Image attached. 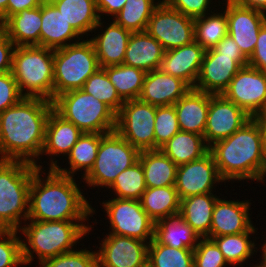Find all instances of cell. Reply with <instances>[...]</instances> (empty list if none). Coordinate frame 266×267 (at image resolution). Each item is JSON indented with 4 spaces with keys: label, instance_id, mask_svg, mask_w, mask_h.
Segmentation results:
<instances>
[{
    "label": "cell",
    "instance_id": "2e32d148",
    "mask_svg": "<svg viewBox=\"0 0 266 267\" xmlns=\"http://www.w3.org/2000/svg\"><path fill=\"white\" fill-rule=\"evenodd\" d=\"M218 1V6L226 12L228 35L248 59L255 49L260 29L266 22V14L238 5L231 0H222L223 3ZM220 4H225V8Z\"/></svg>",
    "mask_w": 266,
    "mask_h": 267
},
{
    "label": "cell",
    "instance_id": "b9f144b4",
    "mask_svg": "<svg viewBox=\"0 0 266 267\" xmlns=\"http://www.w3.org/2000/svg\"><path fill=\"white\" fill-rule=\"evenodd\" d=\"M179 131L174 105L157 106L154 122L155 149H160Z\"/></svg>",
    "mask_w": 266,
    "mask_h": 267
},
{
    "label": "cell",
    "instance_id": "7a4b0ae2",
    "mask_svg": "<svg viewBox=\"0 0 266 267\" xmlns=\"http://www.w3.org/2000/svg\"><path fill=\"white\" fill-rule=\"evenodd\" d=\"M79 185L75 177L60 174L54 169L37 168L30 184L27 220L88 223L89 217L92 218L96 211Z\"/></svg>",
    "mask_w": 266,
    "mask_h": 267
},
{
    "label": "cell",
    "instance_id": "6da1fadb",
    "mask_svg": "<svg viewBox=\"0 0 266 267\" xmlns=\"http://www.w3.org/2000/svg\"><path fill=\"white\" fill-rule=\"evenodd\" d=\"M53 109L49 100L23 97L1 112L0 160H21L45 169L38 163L42 160L46 124Z\"/></svg>",
    "mask_w": 266,
    "mask_h": 267
},
{
    "label": "cell",
    "instance_id": "bcb514c9",
    "mask_svg": "<svg viewBox=\"0 0 266 267\" xmlns=\"http://www.w3.org/2000/svg\"><path fill=\"white\" fill-rule=\"evenodd\" d=\"M171 8L186 16L197 18L212 12L217 7L213 0H164ZM213 1V2H212ZM216 3V0H215ZM210 5H213L210 7ZM215 6V7H214ZM213 7V9H212ZM211 9V11H210Z\"/></svg>",
    "mask_w": 266,
    "mask_h": 267
},
{
    "label": "cell",
    "instance_id": "e0dca14e",
    "mask_svg": "<svg viewBox=\"0 0 266 267\" xmlns=\"http://www.w3.org/2000/svg\"><path fill=\"white\" fill-rule=\"evenodd\" d=\"M250 117L235 103L227 100L222 94H210L207 123L204 139L210 147L215 142L226 139L242 128Z\"/></svg>",
    "mask_w": 266,
    "mask_h": 267
},
{
    "label": "cell",
    "instance_id": "7402d4cb",
    "mask_svg": "<svg viewBox=\"0 0 266 267\" xmlns=\"http://www.w3.org/2000/svg\"><path fill=\"white\" fill-rule=\"evenodd\" d=\"M205 49L196 41L165 51L160 70L178 77L194 88L199 76Z\"/></svg>",
    "mask_w": 266,
    "mask_h": 267
},
{
    "label": "cell",
    "instance_id": "c3c4849f",
    "mask_svg": "<svg viewBox=\"0 0 266 267\" xmlns=\"http://www.w3.org/2000/svg\"><path fill=\"white\" fill-rule=\"evenodd\" d=\"M248 66L266 72V22L261 27L255 49L248 58Z\"/></svg>",
    "mask_w": 266,
    "mask_h": 267
},
{
    "label": "cell",
    "instance_id": "5bb4252c",
    "mask_svg": "<svg viewBox=\"0 0 266 267\" xmlns=\"http://www.w3.org/2000/svg\"><path fill=\"white\" fill-rule=\"evenodd\" d=\"M225 181L220 177L214 157L209 151L203 157L178 166L175 188L179 198L216 192L217 184ZM214 188V189H213ZM215 190V191H213Z\"/></svg>",
    "mask_w": 266,
    "mask_h": 267
},
{
    "label": "cell",
    "instance_id": "7bdbcfd3",
    "mask_svg": "<svg viewBox=\"0 0 266 267\" xmlns=\"http://www.w3.org/2000/svg\"><path fill=\"white\" fill-rule=\"evenodd\" d=\"M22 237L18 230L0 229V267H24Z\"/></svg>",
    "mask_w": 266,
    "mask_h": 267
},
{
    "label": "cell",
    "instance_id": "52a82bcc",
    "mask_svg": "<svg viewBox=\"0 0 266 267\" xmlns=\"http://www.w3.org/2000/svg\"><path fill=\"white\" fill-rule=\"evenodd\" d=\"M53 107L83 133L107 134L116 130V114L105 103L81 89L60 94L54 99Z\"/></svg>",
    "mask_w": 266,
    "mask_h": 267
},
{
    "label": "cell",
    "instance_id": "60d3db41",
    "mask_svg": "<svg viewBox=\"0 0 266 267\" xmlns=\"http://www.w3.org/2000/svg\"><path fill=\"white\" fill-rule=\"evenodd\" d=\"M81 90L105 103L116 115L125 102L119 96L115 86L110 82L103 68H99L93 73L85 81Z\"/></svg>",
    "mask_w": 266,
    "mask_h": 267
},
{
    "label": "cell",
    "instance_id": "f35d334b",
    "mask_svg": "<svg viewBox=\"0 0 266 267\" xmlns=\"http://www.w3.org/2000/svg\"><path fill=\"white\" fill-rule=\"evenodd\" d=\"M194 250L173 248L154 238L148 245L147 267H194Z\"/></svg>",
    "mask_w": 266,
    "mask_h": 267
},
{
    "label": "cell",
    "instance_id": "4316f807",
    "mask_svg": "<svg viewBox=\"0 0 266 267\" xmlns=\"http://www.w3.org/2000/svg\"><path fill=\"white\" fill-rule=\"evenodd\" d=\"M41 6L10 16L1 27L8 38L18 46H40Z\"/></svg>",
    "mask_w": 266,
    "mask_h": 267
},
{
    "label": "cell",
    "instance_id": "d6986e66",
    "mask_svg": "<svg viewBox=\"0 0 266 267\" xmlns=\"http://www.w3.org/2000/svg\"><path fill=\"white\" fill-rule=\"evenodd\" d=\"M217 199L212 213L210 237L240 234L249 231L254 225L250 217L252 203L249 200Z\"/></svg>",
    "mask_w": 266,
    "mask_h": 267
},
{
    "label": "cell",
    "instance_id": "f546056e",
    "mask_svg": "<svg viewBox=\"0 0 266 267\" xmlns=\"http://www.w3.org/2000/svg\"><path fill=\"white\" fill-rule=\"evenodd\" d=\"M49 1L82 38H88L100 20L96 0Z\"/></svg>",
    "mask_w": 266,
    "mask_h": 267
},
{
    "label": "cell",
    "instance_id": "603a6c76",
    "mask_svg": "<svg viewBox=\"0 0 266 267\" xmlns=\"http://www.w3.org/2000/svg\"><path fill=\"white\" fill-rule=\"evenodd\" d=\"M191 87L182 79L160 69L147 72L139 100L155 106L174 105Z\"/></svg>",
    "mask_w": 266,
    "mask_h": 267
},
{
    "label": "cell",
    "instance_id": "f907efd6",
    "mask_svg": "<svg viewBox=\"0 0 266 267\" xmlns=\"http://www.w3.org/2000/svg\"><path fill=\"white\" fill-rule=\"evenodd\" d=\"M15 47L14 43L0 29V74L10 72L12 70Z\"/></svg>",
    "mask_w": 266,
    "mask_h": 267
},
{
    "label": "cell",
    "instance_id": "d6a6232c",
    "mask_svg": "<svg viewBox=\"0 0 266 267\" xmlns=\"http://www.w3.org/2000/svg\"><path fill=\"white\" fill-rule=\"evenodd\" d=\"M160 150L180 166L203 157L210 147L202 135L179 131Z\"/></svg>",
    "mask_w": 266,
    "mask_h": 267
},
{
    "label": "cell",
    "instance_id": "ffe728a7",
    "mask_svg": "<svg viewBox=\"0 0 266 267\" xmlns=\"http://www.w3.org/2000/svg\"><path fill=\"white\" fill-rule=\"evenodd\" d=\"M103 21V19H100L93 30L94 33L96 30L101 32L99 31L97 35L89 38L94 46L100 68L123 64L132 31L116 24L113 19L110 24L107 23V26L106 22L104 26Z\"/></svg>",
    "mask_w": 266,
    "mask_h": 267
},
{
    "label": "cell",
    "instance_id": "9c48e42d",
    "mask_svg": "<svg viewBox=\"0 0 266 267\" xmlns=\"http://www.w3.org/2000/svg\"><path fill=\"white\" fill-rule=\"evenodd\" d=\"M139 155L140 151L116 130L107 133L101 138L93 167L82 177V181L89 189L105 187L108 190L122 171L139 160Z\"/></svg>",
    "mask_w": 266,
    "mask_h": 267
},
{
    "label": "cell",
    "instance_id": "e575fe53",
    "mask_svg": "<svg viewBox=\"0 0 266 267\" xmlns=\"http://www.w3.org/2000/svg\"><path fill=\"white\" fill-rule=\"evenodd\" d=\"M255 227L253 226L249 231L240 234L209 237V239H212L219 247L229 266L237 267L236 265H238L243 267V264L248 263L254 253L259 250L255 245L256 241H254L257 239L254 234L257 235L256 232L258 230ZM251 236H253L254 240L251 239Z\"/></svg>",
    "mask_w": 266,
    "mask_h": 267
},
{
    "label": "cell",
    "instance_id": "cb8c5ba5",
    "mask_svg": "<svg viewBox=\"0 0 266 267\" xmlns=\"http://www.w3.org/2000/svg\"><path fill=\"white\" fill-rule=\"evenodd\" d=\"M41 19L40 46L55 50L83 39L49 0L41 4Z\"/></svg>",
    "mask_w": 266,
    "mask_h": 267
},
{
    "label": "cell",
    "instance_id": "5b68a950",
    "mask_svg": "<svg viewBox=\"0 0 266 267\" xmlns=\"http://www.w3.org/2000/svg\"><path fill=\"white\" fill-rule=\"evenodd\" d=\"M36 169L25 161L0 160V229L19 230L28 219L30 184Z\"/></svg>",
    "mask_w": 266,
    "mask_h": 267
},
{
    "label": "cell",
    "instance_id": "11a10c76",
    "mask_svg": "<svg viewBox=\"0 0 266 267\" xmlns=\"http://www.w3.org/2000/svg\"><path fill=\"white\" fill-rule=\"evenodd\" d=\"M262 130H263V162H262V183L265 182L266 177V116L262 117Z\"/></svg>",
    "mask_w": 266,
    "mask_h": 267
},
{
    "label": "cell",
    "instance_id": "836d02e7",
    "mask_svg": "<svg viewBox=\"0 0 266 267\" xmlns=\"http://www.w3.org/2000/svg\"><path fill=\"white\" fill-rule=\"evenodd\" d=\"M140 201L142 208L154 222L180 213L181 199L175 185L147 187Z\"/></svg>",
    "mask_w": 266,
    "mask_h": 267
},
{
    "label": "cell",
    "instance_id": "83f0119b",
    "mask_svg": "<svg viewBox=\"0 0 266 267\" xmlns=\"http://www.w3.org/2000/svg\"><path fill=\"white\" fill-rule=\"evenodd\" d=\"M216 193L193 195L181 199L179 215L201 237L209 238Z\"/></svg>",
    "mask_w": 266,
    "mask_h": 267
},
{
    "label": "cell",
    "instance_id": "8fae6325",
    "mask_svg": "<svg viewBox=\"0 0 266 267\" xmlns=\"http://www.w3.org/2000/svg\"><path fill=\"white\" fill-rule=\"evenodd\" d=\"M156 108L139 99L127 100L116 115V131L140 152L155 150Z\"/></svg>",
    "mask_w": 266,
    "mask_h": 267
},
{
    "label": "cell",
    "instance_id": "30bf717a",
    "mask_svg": "<svg viewBox=\"0 0 266 267\" xmlns=\"http://www.w3.org/2000/svg\"><path fill=\"white\" fill-rule=\"evenodd\" d=\"M100 205L110 225L106 234L127 236L147 243L153 240L155 222L144 211L140 200L112 197Z\"/></svg>",
    "mask_w": 266,
    "mask_h": 267
},
{
    "label": "cell",
    "instance_id": "680465c9",
    "mask_svg": "<svg viewBox=\"0 0 266 267\" xmlns=\"http://www.w3.org/2000/svg\"><path fill=\"white\" fill-rule=\"evenodd\" d=\"M250 267H265L260 261L259 263L255 264V265H249Z\"/></svg>",
    "mask_w": 266,
    "mask_h": 267
},
{
    "label": "cell",
    "instance_id": "8992f818",
    "mask_svg": "<svg viewBox=\"0 0 266 267\" xmlns=\"http://www.w3.org/2000/svg\"><path fill=\"white\" fill-rule=\"evenodd\" d=\"M11 72L23 97L54 101V49L15 47Z\"/></svg>",
    "mask_w": 266,
    "mask_h": 267
},
{
    "label": "cell",
    "instance_id": "74e56055",
    "mask_svg": "<svg viewBox=\"0 0 266 267\" xmlns=\"http://www.w3.org/2000/svg\"><path fill=\"white\" fill-rule=\"evenodd\" d=\"M161 1L162 0H126L121 11L112 19H114L113 21L116 24L132 32H144L153 11Z\"/></svg>",
    "mask_w": 266,
    "mask_h": 267
},
{
    "label": "cell",
    "instance_id": "9a60e30c",
    "mask_svg": "<svg viewBox=\"0 0 266 267\" xmlns=\"http://www.w3.org/2000/svg\"><path fill=\"white\" fill-rule=\"evenodd\" d=\"M99 245L98 267H147L149 243L145 241L106 234Z\"/></svg>",
    "mask_w": 266,
    "mask_h": 267
},
{
    "label": "cell",
    "instance_id": "44dd1931",
    "mask_svg": "<svg viewBox=\"0 0 266 267\" xmlns=\"http://www.w3.org/2000/svg\"><path fill=\"white\" fill-rule=\"evenodd\" d=\"M83 132L72 122L65 120L54 109L51 111L45 130L44 145L41 156L49 157L48 169H54L59 160L56 157H65Z\"/></svg>",
    "mask_w": 266,
    "mask_h": 267
},
{
    "label": "cell",
    "instance_id": "3957f363",
    "mask_svg": "<svg viewBox=\"0 0 266 267\" xmlns=\"http://www.w3.org/2000/svg\"><path fill=\"white\" fill-rule=\"evenodd\" d=\"M262 117L252 118L226 139L210 146L220 177L225 181L262 183Z\"/></svg>",
    "mask_w": 266,
    "mask_h": 267
},
{
    "label": "cell",
    "instance_id": "f1b7e54d",
    "mask_svg": "<svg viewBox=\"0 0 266 267\" xmlns=\"http://www.w3.org/2000/svg\"><path fill=\"white\" fill-rule=\"evenodd\" d=\"M104 135L102 133H83L65 157V160L68 159L65 162H68V167H70L63 168L57 165L54 170L72 177H75L77 172L83 171L80 176L84 177L94 165L100 141Z\"/></svg>",
    "mask_w": 266,
    "mask_h": 267
},
{
    "label": "cell",
    "instance_id": "4fadbf2b",
    "mask_svg": "<svg viewBox=\"0 0 266 267\" xmlns=\"http://www.w3.org/2000/svg\"><path fill=\"white\" fill-rule=\"evenodd\" d=\"M222 95L252 118L266 116V72L242 67Z\"/></svg>",
    "mask_w": 266,
    "mask_h": 267
},
{
    "label": "cell",
    "instance_id": "681fc988",
    "mask_svg": "<svg viewBox=\"0 0 266 267\" xmlns=\"http://www.w3.org/2000/svg\"><path fill=\"white\" fill-rule=\"evenodd\" d=\"M213 49L222 55L235 56V62L242 68L248 66V59L240 51L239 46L232 39L231 36L227 35L222 38Z\"/></svg>",
    "mask_w": 266,
    "mask_h": 267
},
{
    "label": "cell",
    "instance_id": "484cf974",
    "mask_svg": "<svg viewBox=\"0 0 266 267\" xmlns=\"http://www.w3.org/2000/svg\"><path fill=\"white\" fill-rule=\"evenodd\" d=\"M164 53L163 46L146 31L132 32L123 64L147 73L160 68Z\"/></svg>",
    "mask_w": 266,
    "mask_h": 267
},
{
    "label": "cell",
    "instance_id": "816d5d0a",
    "mask_svg": "<svg viewBox=\"0 0 266 267\" xmlns=\"http://www.w3.org/2000/svg\"><path fill=\"white\" fill-rule=\"evenodd\" d=\"M125 3L126 0H96V7L100 19L112 16L108 18L112 20V18L121 11ZM104 15H106V17H104Z\"/></svg>",
    "mask_w": 266,
    "mask_h": 267
},
{
    "label": "cell",
    "instance_id": "1f68e13d",
    "mask_svg": "<svg viewBox=\"0 0 266 267\" xmlns=\"http://www.w3.org/2000/svg\"><path fill=\"white\" fill-rule=\"evenodd\" d=\"M139 160L144 170L146 187L175 185L178 166L160 149L141 151Z\"/></svg>",
    "mask_w": 266,
    "mask_h": 267
},
{
    "label": "cell",
    "instance_id": "8d00e7d4",
    "mask_svg": "<svg viewBox=\"0 0 266 267\" xmlns=\"http://www.w3.org/2000/svg\"><path fill=\"white\" fill-rule=\"evenodd\" d=\"M222 11V9L220 12L214 9L209 14L194 18L195 41L205 50L213 48L228 35L226 12Z\"/></svg>",
    "mask_w": 266,
    "mask_h": 267
},
{
    "label": "cell",
    "instance_id": "7dc6e473",
    "mask_svg": "<svg viewBox=\"0 0 266 267\" xmlns=\"http://www.w3.org/2000/svg\"><path fill=\"white\" fill-rule=\"evenodd\" d=\"M22 98L12 72L0 74V113L16 105Z\"/></svg>",
    "mask_w": 266,
    "mask_h": 267
},
{
    "label": "cell",
    "instance_id": "db71d44e",
    "mask_svg": "<svg viewBox=\"0 0 266 267\" xmlns=\"http://www.w3.org/2000/svg\"><path fill=\"white\" fill-rule=\"evenodd\" d=\"M231 1L238 5L252 8L254 10L266 14V0H231Z\"/></svg>",
    "mask_w": 266,
    "mask_h": 267
},
{
    "label": "cell",
    "instance_id": "ee69618b",
    "mask_svg": "<svg viewBox=\"0 0 266 267\" xmlns=\"http://www.w3.org/2000/svg\"><path fill=\"white\" fill-rule=\"evenodd\" d=\"M39 267H98L97 251L78 249L44 260Z\"/></svg>",
    "mask_w": 266,
    "mask_h": 267
},
{
    "label": "cell",
    "instance_id": "ab89813d",
    "mask_svg": "<svg viewBox=\"0 0 266 267\" xmlns=\"http://www.w3.org/2000/svg\"><path fill=\"white\" fill-rule=\"evenodd\" d=\"M146 188L144 170L138 160L122 171L108 189L115 198L140 200Z\"/></svg>",
    "mask_w": 266,
    "mask_h": 267
},
{
    "label": "cell",
    "instance_id": "d4e9b609",
    "mask_svg": "<svg viewBox=\"0 0 266 267\" xmlns=\"http://www.w3.org/2000/svg\"><path fill=\"white\" fill-rule=\"evenodd\" d=\"M210 93L191 88L175 104V112L180 131L192 132L204 136Z\"/></svg>",
    "mask_w": 266,
    "mask_h": 267
},
{
    "label": "cell",
    "instance_id": "7c38bea8",
    "mask_svg": "<svg viewBox=\"0 0 266 267\" xmlns=\"http://www.w3.org/2000/svg\"><path fill=\"white\" fill-rule=\"evenodd\" d=\"M165 51L195 41L194 18L171 8L164 0L155 8L145 30Z\"/></svg>",
    "mask_w": 266,
    "mask_h": 267
},
{
    "label": "cell",
    "instance_id": "ba28073f",
    "mask_svg": "<svg viewBox=\"0 0 266 267\" xmlns=\"http://www.w3.org/2000/svg\"><path fill=\"white\" fill-rule=\"evenodd\" d=\"M100 68L92 42L87 38L54 50V99L60 94L81 89Z\"/></svg>",
    "mask_w": 266,
    "mask_h": 267
},
{
    "label": "cell",
    "instance_id": "d590c367",
    "mask_svg": "<svg viewBox=\"0 0 266 267\" xmlns=\"http://www.w3.org/2000/svg\"><path fill=\"white\" fill-rule=\"evenodd\" d=\"M103 69L124 101L139 98L146 75L144 70L125 64L106 66Z\"/></svg>",
    "mask_w": 266,
    "mask_h": 267
},
{
    "label": "cell",
    "instance_id": "6f0895ef",
    "mask_svg": "<svg viewBox=\"0 0 266 267\" xmlns=\"http://www.w3.org/2000/svg\"><path fill=\"white\" fill-rule=\"evenodd\" d=\"M263 241L265 242L263 243V245H261V247H259V252L261 253L260 262L266 267V240H263Z\"/></svg>",
    "mask_w": 266,
    "mask_h": 267
},
{
    "label": "cell",
    "instance_id": "9f6ffc18",
    "mask_svg": "<svg viewBox=\"0 0 266 267\" xmlns=\"http://www.w3.org/2000/svg\"><path fill=\"white\" fill-rule=\"evenodd\" d=\"M7 5L8 0H0V20L3 24L7 20Z\"/></svg>",
    "mask_w": 266,
    "mask_h": 267
},
{
    "label": "cell",
    "instance_id": "277c9868",
    "mask_svg": "<svg viewBox=\"0 0 266 267\" xmlns=\"http://www.w3.org/2000/svg\"><path fill=\"white\" fill-rule=\"evenodd\" d=\"M92 226L86 221L26 220L18 230L25 236L21 239L24 266L30 265L34 258L38 259L40 265L48 258L75 250L80 240L92 232Z\"/></svg>",
    "mask_w": 266,
    "mask_h": 267
},
{
    "label": "cell",
    "instance_id": "ac0fdd59",
    "mask_svg": "<svg viewBox=\"0 0 266 267\" xmlns=\"http://www.w3.org/2000/svg\"><path fill=\"white\" fill-rule=\"evenodd\" d=\"M240 69L235 62V56L222 55L213 48L206 49L193 89L220 95L228 88L230 81Z\"/></svg>",
    "mask_w": 266,
    "mask_h": 267
},
{
    "label": "cell",
    "instance_id": "4dcf8cb0",
    "mask_svg": "<svg viewBox=\"0 0 266 267\" xmlns=\"http://www.w3.org/2000/svg\"><path fill=\"white\" fill-rule=\"evenodd\" d=\"M200 238L179 214L163 218L154 224V239L173 248L194 250Z\"/></svg>",
    "mask_w": 266,
    "mask_h": 267
},
{
    "label": "cell",
    "instance_id": "f6af8a7d",
    "mask_svg": "<svg viewBox=\"0 0 266 267\" xmlns=\"http://www.w3.org/2000/svg\"><path fill=\"white\" fill-rule=\"evenodd\" d=\"M229 265L216 243L209 238H200L194 249V267H226Z\"/></svg>",
    "mask_w": 266,
    "mask_h": 267
},
{
    "label": "cell",
    "instance_id": "f5cc1de1",
    "mask_svg": "<svg viewBox=\"0 0 266 267\" xmlns=\"http://www.w3.org/2000/svg\"><path fill=\"white\" fill-rule=\"evenodd\" d=\"M44 0H8L7 19L24 9H32L41 6Z\"/></svg>",
    "mask_w": 266,
    "mask_h": 267
}]
</instances>
